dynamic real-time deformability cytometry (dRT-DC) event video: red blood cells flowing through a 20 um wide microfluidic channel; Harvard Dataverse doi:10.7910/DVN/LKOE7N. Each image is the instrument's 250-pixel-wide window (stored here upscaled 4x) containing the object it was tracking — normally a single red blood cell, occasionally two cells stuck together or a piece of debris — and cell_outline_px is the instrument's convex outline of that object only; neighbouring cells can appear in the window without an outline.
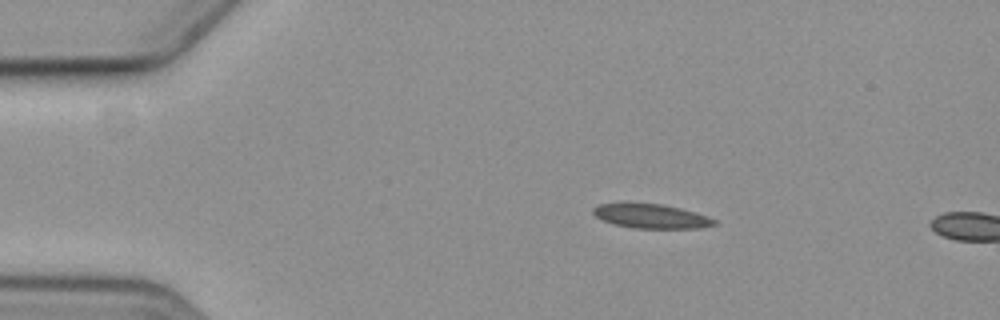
{"species": "common noctule bat (a hibernating species)", "species_latin": "Nyctalus noctula", "temperature_condition": "cold", "stored_images_in_passage": 3, "camera_frame_rate_fps": 3000, "um_per_image_px": 0.085, "animal": {"sex": "female", "body_mass_g": 19.3, "forearm_length_mm": 54.1}, "frame": {"image": 1, "passage_image": 2, "time_ms": 1.333, "image_size_px": [1000, 320], "cell_outline_px": [[716, 224], [700, 228], [632, 228], [612, 224], [600, 220], [592, 212], [592, 208], [600, 204], [664, 204], [696, 212], [708, 216], [716, 220]], "centroid_in_image_um": [55.35, 18.39], "position_along_channel_um": 29.7, "area_um2": 17.05}}